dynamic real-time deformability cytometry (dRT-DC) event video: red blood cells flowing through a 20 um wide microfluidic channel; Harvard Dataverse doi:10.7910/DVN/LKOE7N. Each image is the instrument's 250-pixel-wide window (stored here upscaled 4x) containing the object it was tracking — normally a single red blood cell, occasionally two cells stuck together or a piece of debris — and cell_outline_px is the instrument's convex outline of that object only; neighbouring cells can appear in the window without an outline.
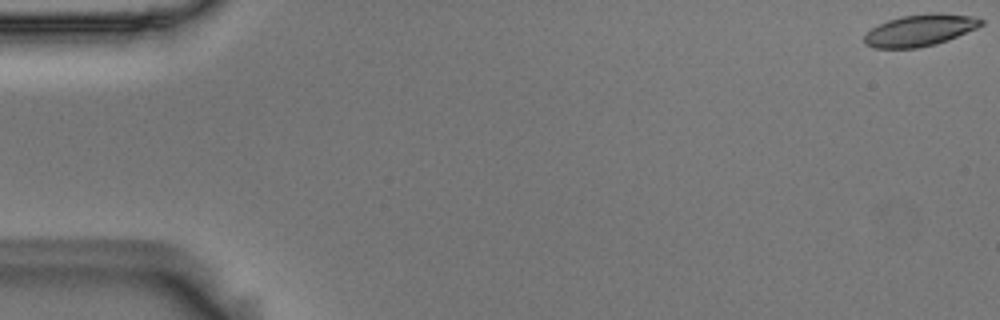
{"species": "Egyptian fruit bat (a non-hibernating species)", "species_latin": "Rousettus aegyptiacus", "temperature_condition": "room temperature", "stored_images_in_passage": 5, "camera_frame_rate_fps": 3000, "um_per_image_px": 0.085, "animal": {"sex": "male"}, "frame": {"image": 1, "passage_image": 1, "time_ms": 0.0, "image_size_px": [1000, 320], "cell_outline_px": [[984, 24], [976, 28], [948, 40], [936, 44], [916, 48], [876, 48], [864, 44], [864, 36], [872, 28], [888, 20], [904, 16], [932, 12], [940, 12], [972, 16], [984, 20]], "centroid_in_image_um": [78.22, 2.56], "position_along_channel_um": 6.8, "area_um2": 21.5}}